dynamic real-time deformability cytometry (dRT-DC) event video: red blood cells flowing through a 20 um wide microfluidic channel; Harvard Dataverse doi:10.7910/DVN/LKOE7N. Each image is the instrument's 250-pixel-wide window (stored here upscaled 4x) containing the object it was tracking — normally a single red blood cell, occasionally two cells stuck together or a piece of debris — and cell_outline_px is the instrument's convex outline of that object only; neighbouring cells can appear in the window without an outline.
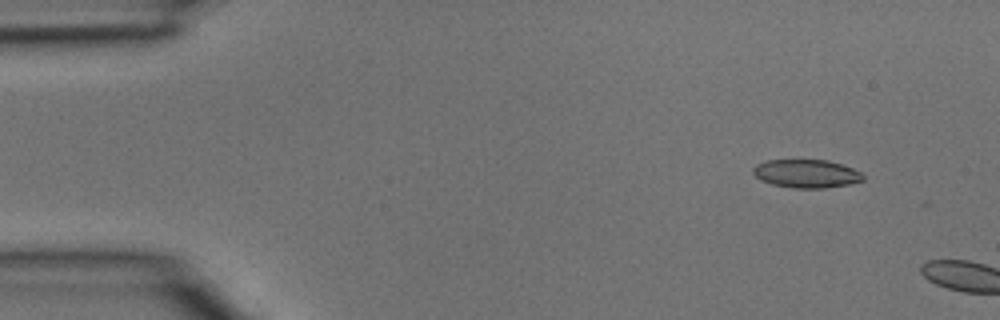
{"species": "common noctule bat (a hibernating species)", "species_latin": "Nyctalus noctula", "temperature_condition": "room temperature", "stored_images_in_passage": 3, "camera_frame_rate_fps": 3000, "um_per_image_px": 0.085, "animal": {"sex": "male", "body_mass_g": 15.6}, "frame": {"image": 1, "passage_image": 2, "time_ms": 0.333, "image_size_px": [1000, 320], "cell_outline_px": [[864, 180], [848, 184], [824, 188], [792, 188], [772, 184], [760, 180], [752, 172], [752, 168], [756, 164], [768, 160], [828, 160], [852, 168], [860, 172], [864, 176]], "centroid_in_image_um": [68.52, 14.76], "position_along_channel_um": 16.5, "area_um2": 18.09}}